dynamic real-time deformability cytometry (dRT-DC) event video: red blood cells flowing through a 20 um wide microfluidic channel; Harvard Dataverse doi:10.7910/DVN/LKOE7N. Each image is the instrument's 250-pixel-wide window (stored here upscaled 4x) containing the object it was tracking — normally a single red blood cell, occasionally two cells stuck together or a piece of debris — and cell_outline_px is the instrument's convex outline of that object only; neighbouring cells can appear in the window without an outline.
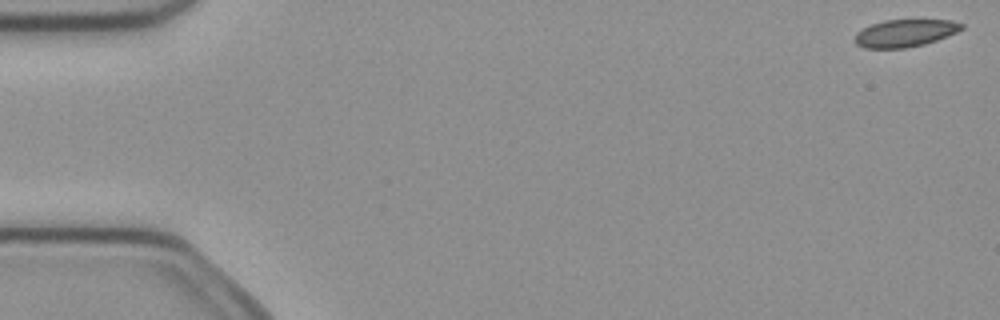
{"species": "common noctule bat (a hibernating species)", "species_latin": "Nyctalus noctula", "temperature_condition": "cold", "stored_images_in_passage": 5, "camera_frame_rate_fps": 3000, "um_per_image_px": 0.085, "animal": {"sex": "female", "body_mass_g": 21.9}, "frame": {"image": 1, "passage_image": 1, "time_ms": 0.0, "image_size_px": [1000, 320], "cell_outline_px": [[964, 28], [948, 36], [924, 44], [904, 48], [864, 48], [856, 44], [852, 40], [856, 32], [872, 24], [884, 20], [952, 20], [964, 24]], "centroid_in_image_um": [76.9, 2.81], "position_along_channel_um": 8.1, "area_um2": 17.11}}
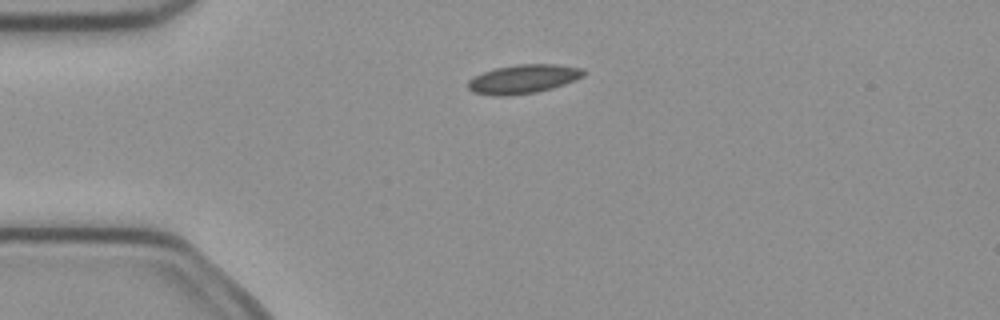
{"frame": {"image": 2, "passage_image": 4, "time_ms": 1.0, "image_size_px": [1000, 320], "cell_outline_px": [[584, 76], [576, 80], [552, 88], [536, 92], [508, 96], [496, 96], [472, 92], [468, 88], [468, 80], [484, 72], [496, 68], [520, 64], [556, 64], [580, 68], [584, 72]], "centroid_in_image_um": [44.47, 6.72], "position_along_channel_um": 40.5, "area_um2": 19.31}}